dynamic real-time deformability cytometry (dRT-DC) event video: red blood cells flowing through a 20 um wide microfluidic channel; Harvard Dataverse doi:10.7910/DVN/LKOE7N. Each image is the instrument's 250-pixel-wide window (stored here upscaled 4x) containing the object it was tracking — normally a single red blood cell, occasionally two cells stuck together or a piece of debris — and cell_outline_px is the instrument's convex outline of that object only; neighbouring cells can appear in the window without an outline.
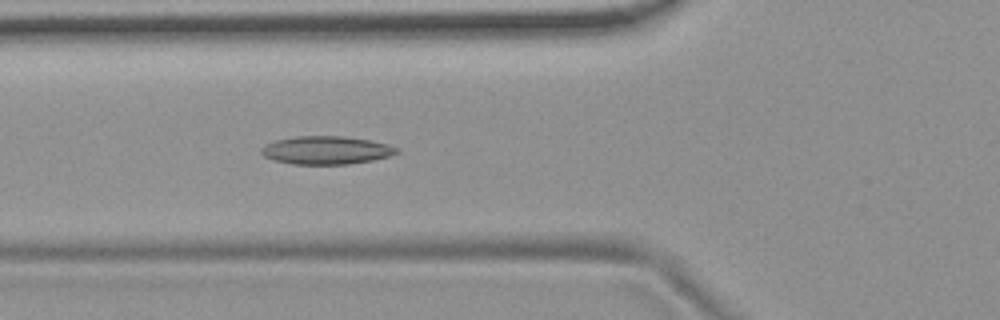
{"species": "common noctule bat (a hibernating species)", "species_latin": "Nyctalus noctula", "temperature_condition": "room temperature", "stored_images_in_passage": 4, "camera_frame_rate_fps": 3000, "um_per_image_px": 0.085, "animal": {"sex": "female", "body_mass_g": 19.9}, "frame": {"image": 1, "passage_image": 4, "time_ms": 1.0, "image_size_px": [1000, 320], "cell_outline_px": [[400, 152], [388, 156], [372, 160], [348, 164], [292, 164], [276, 160], [264, 156], [260, 152], [260, 148], [276, 140], [296, 136], [344, 136], [368, 140], [388, 144], [400, 148]], "centroid_in_image_um": [27.75, 12.76], "position_along_channel_um": 98.0, "area_um2": 22.08}}